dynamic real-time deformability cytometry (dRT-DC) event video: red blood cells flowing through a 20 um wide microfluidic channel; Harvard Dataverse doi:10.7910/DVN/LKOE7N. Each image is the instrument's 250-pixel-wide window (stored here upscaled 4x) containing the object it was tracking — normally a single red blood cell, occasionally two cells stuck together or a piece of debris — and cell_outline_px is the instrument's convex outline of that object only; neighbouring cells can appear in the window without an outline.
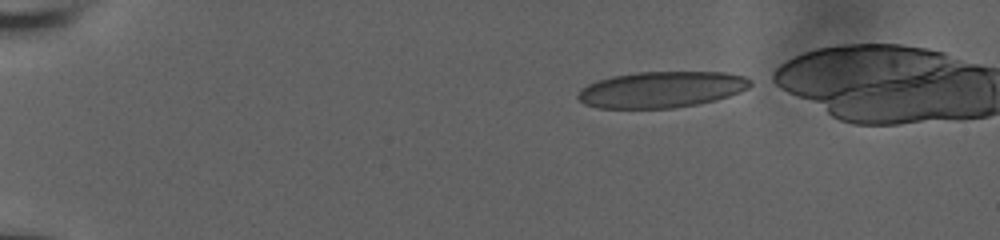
{"species": "human", "species_latin": "Homo sapiens", "temperature_condition": "room temperature", "stored_images_in_passage": 43, "camera_frame_rate_fps": 3000, "um_per_image_px": 0.085, "donor": {"sex": "male"}, "frame": {"image": 1, "passage_image": 1, "time_ms": 0.0, "image_size_px": [1000, 240], "cell_outline_px": [[752, 84], [748, 88], [740, 92], [716, 100], [696, 104], [672, 108], [596, 108], [584, 104], [576, 96], [580, 88], [596, 80], [612, 76], [636, 72], [724, 72], [744, 76], [752, 80]], "centroid_in_image_um": [56.2, 7.61], "position_along_channel_um": 28.8, "area_um2": 36.53}}
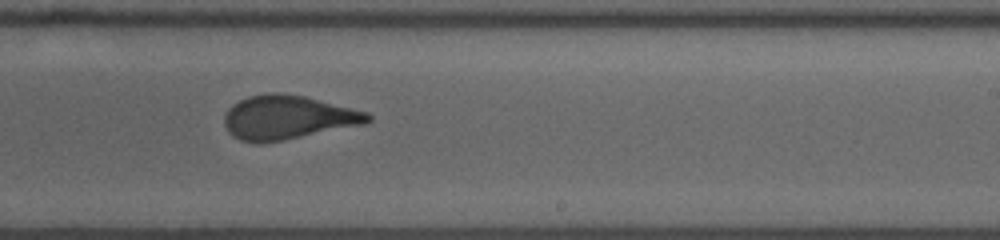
{"frame": {"image": 2, "passage_image": 27, "time_ms": 8.667, "image_size_px": [1000, 240], "cell_outline_px": [[372, 120], [368, 124], [280, 140], [256, 144], [240, 140], [232, 136], [228, 132], [224, 124], [224, 116], [228, 108], [232, 104], [248, 96], [268, 92], [276, 92], [304, 96], [368, 112], [372, 116]], "centroid_in_image_um": [24.45, 9.98], "position_along_channel_um": 264.5, "area_um2": 36.88}}
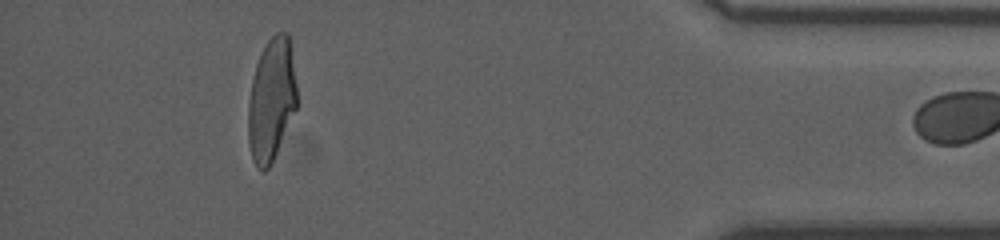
{"frame": {"image": 3, "passage_image": 42, "time_ms": 13.667, "image_size_px": [1000, 240], "cell_outline_px": [[296, 108], [276, 152], [268, 168], [264, 172], [260, 172], [252, 160], [248, 140], [248, 104], [252, 80], [256, 64], [260, 52], [268, 40], [276, 32], [288, 32], [296, 84]], "centroid_in_image_um": [23.04, 8.48], "position_along_channel_um": 412.2, "area_um2": 34.56}}